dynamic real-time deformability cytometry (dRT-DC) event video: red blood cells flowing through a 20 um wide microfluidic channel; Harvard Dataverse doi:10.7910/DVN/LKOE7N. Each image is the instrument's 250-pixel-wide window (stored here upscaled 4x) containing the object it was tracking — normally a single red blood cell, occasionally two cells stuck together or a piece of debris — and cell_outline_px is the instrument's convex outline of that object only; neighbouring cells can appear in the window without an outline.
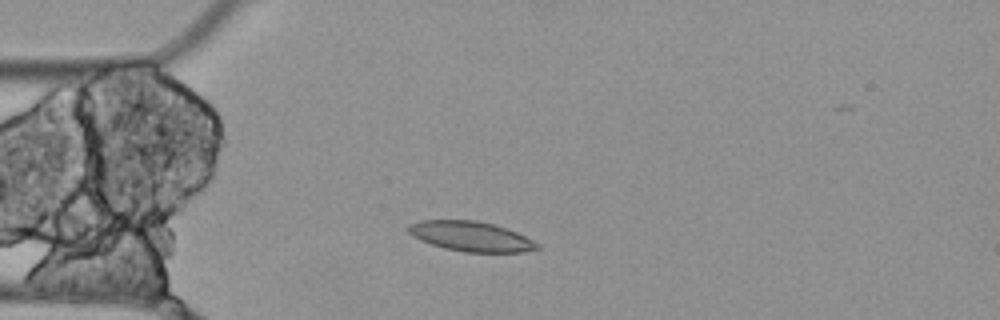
{"species": "Egyptian fruit bat (a non-hibernating species)", "species_latin": "Rousettus aegyptiacus", "temperature_condition": "cold", "stored_images_in_passage": 9, "camera_frame_rate_fps": 3000, "um_per_image_px": 0.085, "animal": {"sex": "female"}, "frame": {"image": 1, "passage_image": 3, "time_ms": 0.667, "image_size_px": [1000, 320], "cell_outline_px": [[544, 248], [524, 252], [464, 252], [444, 248], [420, 240], [412, 236], [408, 232], [408, 224], [420, 220], [476, 220], [492, 224], [516, 232], [540, 244]], "centroid_in_image_um": [40.03, 20.1], "position_along_channel_um": 45.0, "area_um2": 22.48}}
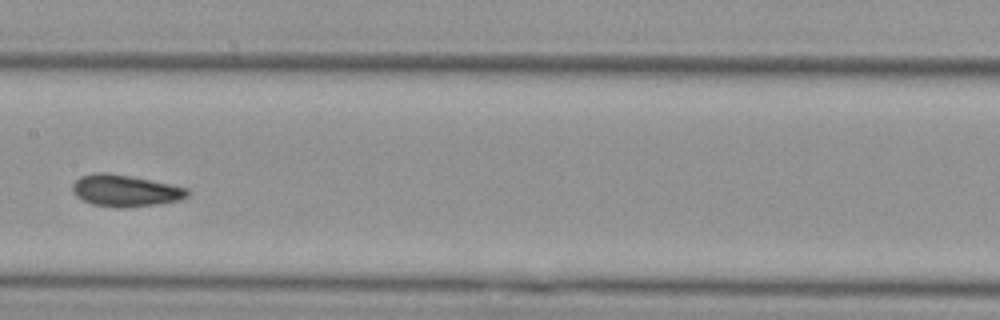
{"frame": {"image": 2, "passage_image": 7, "time_ms": 2.0, "image_size_px": [1000, 320], "cell_outline_px": [[188, 196], [180, 200], [160, 204], [124, 208], [120, 208], [92, 204], [76, 196], [72, 192], [72, 184], [80, 176], [96, 172], [104, 172], [128, 176], [188, 188]], "centroid_in_image_um": [10.62, 16.22], "position_along_channel_um": 196.8, "area_um2": 21.1}}
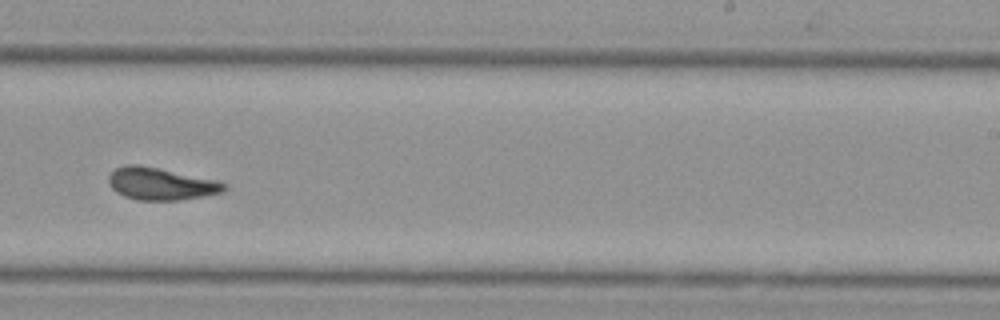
{"frame": {"image": 3, "passage_image": 9, "time_ms": 2.667, "image_size_px": [1000, 320], "cell_outline_px": [[228, 188], [224, 192], [204, 196], [180, 200], [136, 200], [124, 196], [116, 192], [108, 184], [108, 176], [116, 168], [128, 164], [140, 164], [220, 180], [228, 184]], "centroid_in_image_um": [13.72, 15.62], "position_along_channel_um": 275.3, "area_um2": 22.2}}